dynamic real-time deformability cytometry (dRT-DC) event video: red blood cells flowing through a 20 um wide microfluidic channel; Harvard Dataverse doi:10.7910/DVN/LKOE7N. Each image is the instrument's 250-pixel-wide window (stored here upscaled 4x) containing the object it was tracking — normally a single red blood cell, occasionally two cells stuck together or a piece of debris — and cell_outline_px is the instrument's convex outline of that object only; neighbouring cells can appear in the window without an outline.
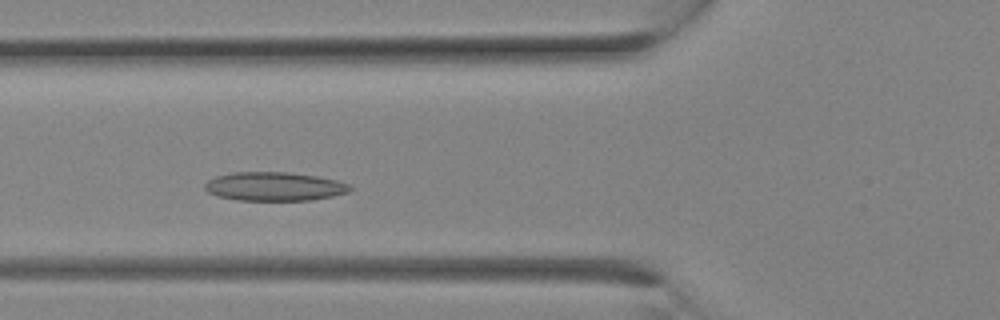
{"species": "Egyptian fruit bat (a non-hibernating species)", "species_latin": "Rousettus aegyptiacus", "temperature_condition": "room temperature", "stored_images_in_passage": 10, "camera_frame_rate_fps": 3000, "um_per_image_px": 0.085, "animal": {"sex": "female"}, "frame": {"image": 1, "passage_image": 7, "time_ms": 2.0, "image_size_px": [1000, 320], "cell_outline_px": [[352, 188], [348, 192], [332, 196], [312, 200], [236, 200], [216, 196], [208, 192], [204, 188], [204, 184], [208, 180], [216, 176], [232, 172], [288, 172], [316, 176], [336, 180], [352, 184]], "centroid_in_image_um": [23.31, 15.85], "position_along_channel_um": 102.5, "area_um2": 24.45}}
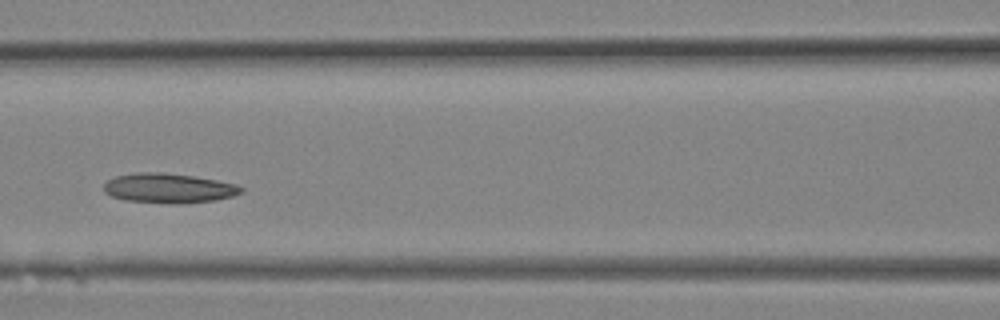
{"frame": {"image": 2, "passage_image": 9, "time_ms": 2.667, "image_size_px": [1000, 320], "cell_outline_px": [[244, 192], [232, 196], [216, 200], [180, 204], [172, 204], [128, 200], [112, 196], [104, 192], [104, 184], [108, 180], [116, 176], [136, 172], [164, 172], [192, 176], [216, 180], [236, 184], [244, 188]], "centroid_in_image_um": [14.36, 15.99], "position_along_channel_um": 152.2, "area_um2": 23.76}}